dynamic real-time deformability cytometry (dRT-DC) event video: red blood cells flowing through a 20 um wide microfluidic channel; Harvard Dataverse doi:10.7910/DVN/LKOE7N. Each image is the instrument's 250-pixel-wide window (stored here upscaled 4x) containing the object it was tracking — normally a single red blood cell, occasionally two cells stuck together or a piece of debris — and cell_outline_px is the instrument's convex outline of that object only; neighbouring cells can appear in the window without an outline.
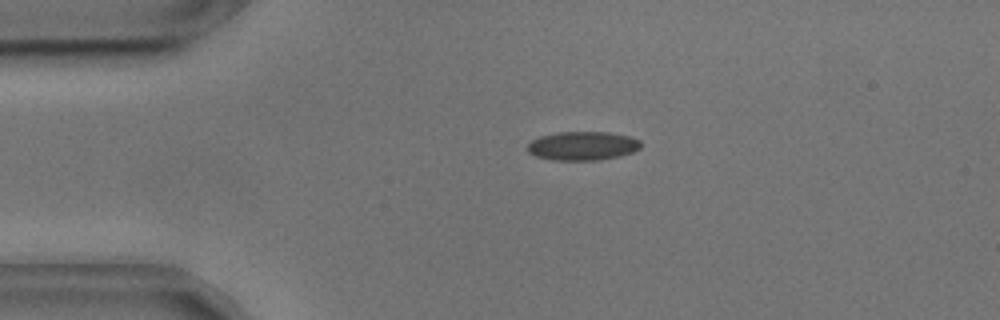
{"species": "common noctule bat (a hibernating species)", "species_latin": "Nyctalus noctula", "temperature_condition": "cold", "stored_images_in_passage": 14, "camera_frame_rate_fps": 3000, "um_per_image_px": 0.085, "animal": {"sex": "male", "body_mass_g": 17.9, "forearm_length_mm": 54.2}, "frame": {"image": 1, "passage_image": 8, "time_ms": 2.333, "image_size_px": [1000, 320], "cell_outline_px": [[640, 148], [632, 152], [620, 156], [596, 160], [552, 160], [536, 156], [528, 152], [528, 144], [532, 140], [540, 136], [556, 132], [608, 132], [632, 136], [640, 140]], "centroid_in_image_um": [49.53, 12.39], "position_along_channel_um": 35.5, "area_um2": 19.07}}